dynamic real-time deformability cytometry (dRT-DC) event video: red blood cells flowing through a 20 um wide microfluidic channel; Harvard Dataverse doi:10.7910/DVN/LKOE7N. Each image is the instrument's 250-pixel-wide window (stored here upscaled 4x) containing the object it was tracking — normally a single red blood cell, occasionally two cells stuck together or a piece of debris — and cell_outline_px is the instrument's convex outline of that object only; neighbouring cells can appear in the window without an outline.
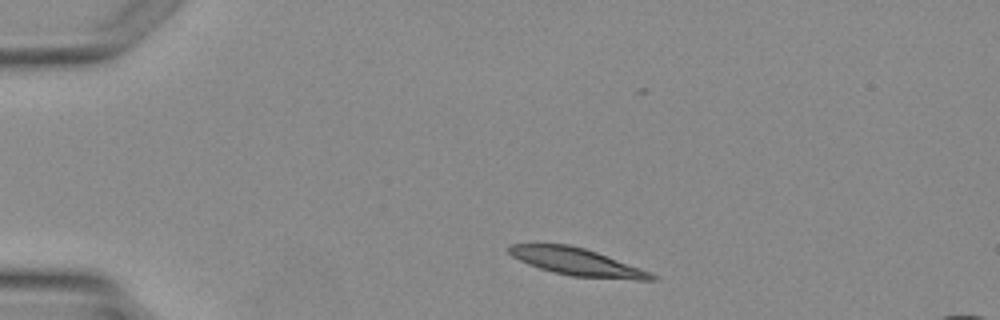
{"species": "Egyptian fruit bat (a non-hibernating species)", "species_latin": "Rousettus aegyptiacus", "temperature_condition": "warm", "stored_images_in_passage": 2, "camera_frame_rate_fps": 3000, "um_per_image_px": 0.085, "animal": {"sex": "female"}, "frame": {"image": 1, "passage_image": 1, "time_ms": 0.0, "image_size_px": [1000, 320], "cell_outline_px": [[660, 280], [636, 280], [572, 276], [540, 268], [528, 264], [512, 256], [504, 248], [508, 244], [568, 244], [584, 248], [596, 252], [652, 272]], "centroid_in_image_um": [49.04, 22.26], "position_along_channel_um": 36.0, "area_um2": 22.72}}